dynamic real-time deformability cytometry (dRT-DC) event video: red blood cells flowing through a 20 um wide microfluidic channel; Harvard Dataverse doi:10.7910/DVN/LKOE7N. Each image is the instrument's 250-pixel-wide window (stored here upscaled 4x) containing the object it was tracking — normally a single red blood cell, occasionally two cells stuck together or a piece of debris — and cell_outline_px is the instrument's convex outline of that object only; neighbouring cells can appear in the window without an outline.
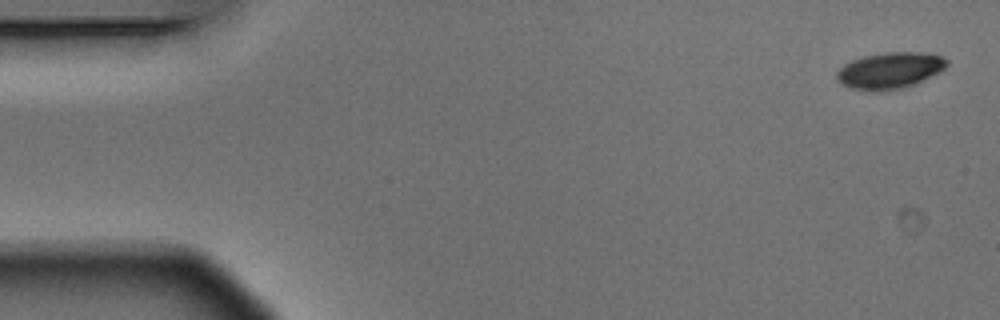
{"species": "Egyptian fruit bat (a non-hibernating species)", "species_latin": "Rousettus aegyptiacus", "temperature_condition": "warm", "stored_images_in_passage": 5, "camera_frame_rate_fps": 3000, "um_per_image_px": 0.085, "animal": {"sex": "male"}, "frame": {"image": 1, "passage_image": 1, "time_ms": 0.0, "image_size_px": [1000, 320], "cell_outline_px": [[948, 64], [940, 72], [916, 84], [904, 88], [876, 92], [868, 92], [852, 88], [840, 84], [836, 76], [836, 72], [844, 64], [852, 60], [864, 56], [884, 52], [920, 52], [940, 56], [948, 60]], "centroid_in_image_um": [75.62, 6.01], "position_along_channel_um": 9.4, "area_um2": 23.58}}
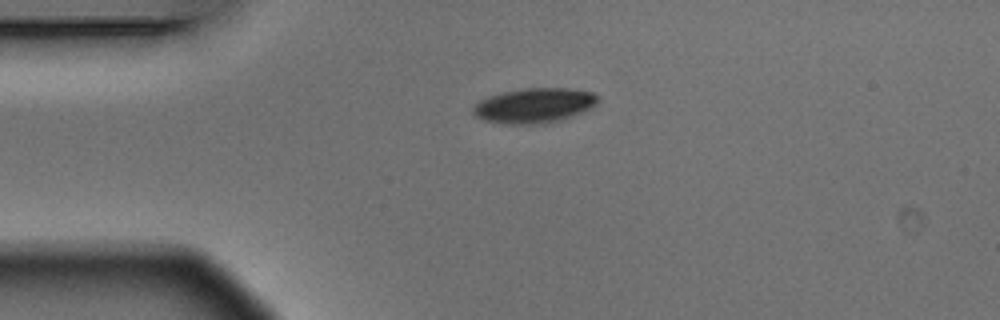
{"frame": {"image": 2, "passage_image": 4, "time_ms": 1.0, "image_size_px": [1000, 320], "cell_outline_px": [[600, 96], [596, 104], [572, 116], [560, 120], [544, 124], [504, 124], [484, 120], [476, 116], [472, 112], [472, 108], [480, 100], [488, 96], [504, 92], [524, 88], [568, 88], [592, 92]], "centroid_in_image_um": [45.39, 8.97], "position_along_channel_um": 39.6, "area_um2": 25.32}}
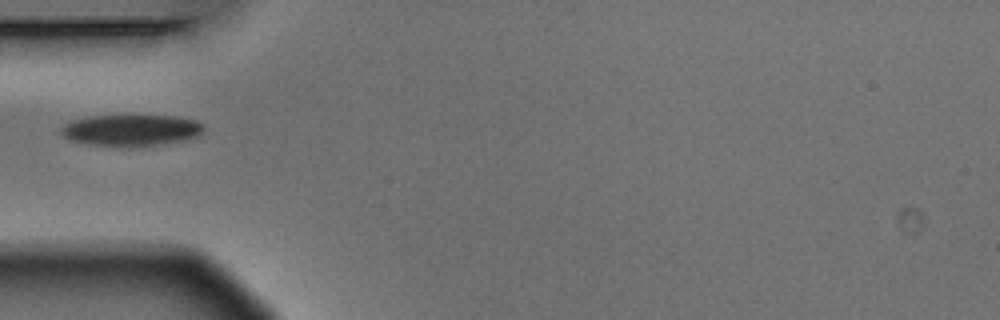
{"frame": {"image": 3, "passage_image": 5, "time_ms": 1.333, "image_size_px": [1000, 320], "cell_outline_px": [[204, 132], [200, 136], [184, 140], [132, 148], [128, 148], [88, 144], [68, 140], [60, 132], [60, 128], [64, 124], [72, 120], [88, 116], [176, 116], [196, 120], [204, 124]], "centroid_in_image_um": [11.15, 11.08], "position_along_channel_um": 73.9, "area_um2": 26.59}}